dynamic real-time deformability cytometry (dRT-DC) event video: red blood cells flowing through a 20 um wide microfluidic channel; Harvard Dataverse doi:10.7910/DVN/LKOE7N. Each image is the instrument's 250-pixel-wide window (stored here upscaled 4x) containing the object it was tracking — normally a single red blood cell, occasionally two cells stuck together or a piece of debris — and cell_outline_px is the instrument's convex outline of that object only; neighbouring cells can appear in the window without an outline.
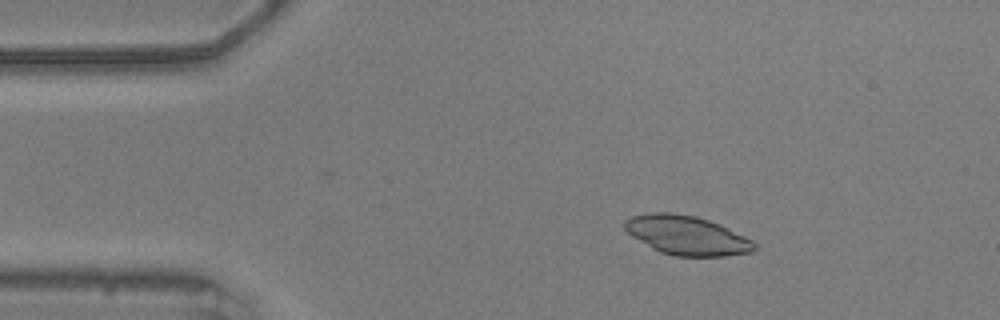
{"species": "common noctule bat (a hibernating species)", "species_latin": "Nyctalus noctula", "temperature_condition": "warm", "stored_images_in_passage": 43, "camera_frame_rate_fps": 3000, "um_per_image_px": 0.085, "animal": {"sex": "male", "body_mass_g": 20.5, "forearm_length_mm": 52.5}, "frame": {"image": 1, "passage_image": 8, "time_ms": 2.333, "image_size_px": [1000, 320], "cell_outline_px": [[756, 248], [752, 252], [724, 256], [676, 256], [660, 252], [652, 248], [632, 236], [624, 228], [624, 220], [632, 216], [648, 212], [672, 212], [696, 216], [720, 224], [752, 240], [756, 244]], "centroid_in_image_um": [58.36, 19.99], "position_along_channel_um": 26.6, "area_um2": 29.59}}